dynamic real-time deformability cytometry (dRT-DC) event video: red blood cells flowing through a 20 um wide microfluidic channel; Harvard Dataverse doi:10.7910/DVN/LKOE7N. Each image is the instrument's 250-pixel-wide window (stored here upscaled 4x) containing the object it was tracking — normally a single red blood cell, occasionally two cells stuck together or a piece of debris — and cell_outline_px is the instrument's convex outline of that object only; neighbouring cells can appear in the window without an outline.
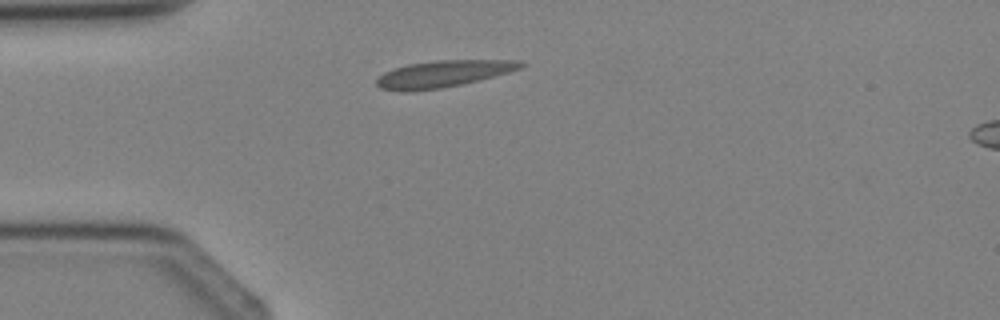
{"species": "Egyptian fruit bat (a non-hibernating species)", "species_latin": "Rousettus aegyptiacus", "temperature_condition": "cold", "stored_images_in_passage": 2, "segment_of_instrument_passage": [1, 2], "camera_frame_rate_fps": 3000, "um_per_image_px": 0.085, "animal": {"sex": "female"}, "frame": {"image": 1, "passage_image": 1, "time_ms": 0.0, "image_size_px": [1000, 320], "cell_outline_px": [[528, 64], [520, 68], [508, 72], [460, 84], [440, 88], [412, 92], [404, 92], [380, 88], [376, 84], [376, 80], [384, 72], [392, 68], [408, 64], [436, 60], [520, 60]], "centroid_in_image_um": [37.63, 6.27], "position_along_channel_um": 47.4, "area_um2": 22.37}}